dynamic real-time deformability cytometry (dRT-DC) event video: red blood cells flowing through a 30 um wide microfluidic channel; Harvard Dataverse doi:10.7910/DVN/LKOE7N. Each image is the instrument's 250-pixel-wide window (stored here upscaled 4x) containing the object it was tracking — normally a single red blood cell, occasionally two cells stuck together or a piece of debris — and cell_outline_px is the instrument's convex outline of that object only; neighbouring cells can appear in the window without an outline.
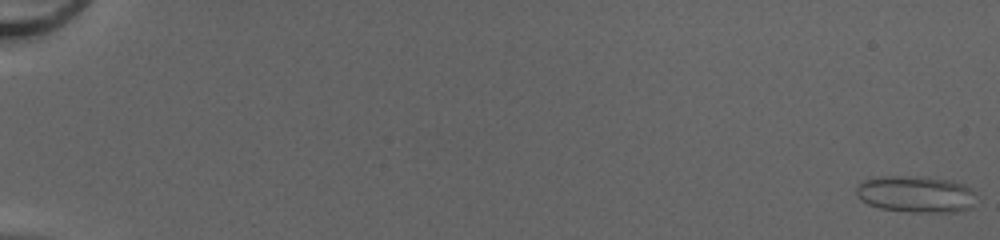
{"species": "common noctule bat (a hibernating species)", "species_latin": "Nyctalus noctula", "temperature_condition": "cold", "stored_images_in_passage": 51, "camera_frame_rate_fps": 3000, "um_per_image_px": 0.085, "animal": {"sex": "female", "body_mass_g": 20.0, "forearm_length_mm": 54.0}, "frame": {"image": 1, "passage_image": 1, "time_ms": 0.0, "image_size_px": [1000, 240], "cell_outline_px": [[972, 208], [956, 212], [912, 212], [880, 208], [868, 204], [860, 200], [856, 192], [856, 188], [864, 180], [884, 176], [900, 176], [952, 180], [964, 184], [972, 188]], "centroid_in_image_um": [77.83, 16.52], "position_along_channel_um": 7.2, "area_um2": 25.32}}
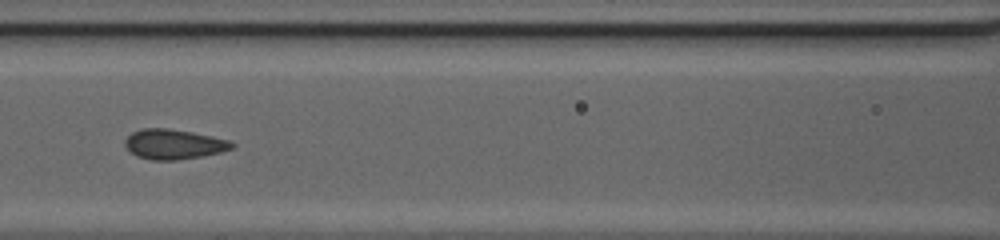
{"frame": {"image": 2, "passage_image": 26, "time_ms": 8.333, "image_size_px": [1000, 240], "cell_outline_px": [[236, 148], [204, 156], [176, 160], [152, 160], [136, 156], [128, 152], [124, 144], [124, 140], [132, 132], [144, 128], [168, 128], [192, 132], [232, 140], [236, 144]], "centroid_in_image_um": [14.79, 12.26], "position_along_channel_um": 151.8, "area_um2": 19.02}}
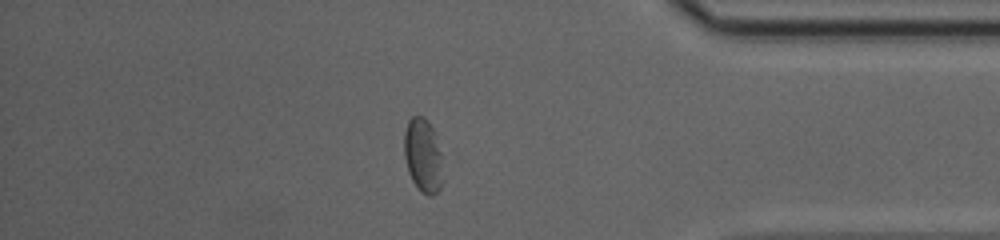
{"frame": {"image": 3, "passage_image": 45, "time_ms": 14.667, "image_size_px": [1000, 240], "cell_outline_px": [[444, 180], [440, 188], [432, 196], [428, 196], [420, 192], [412, 180], [408, 172], [404, 156], [404, 132], [408, 120], [412, 116], [424, 116], [428, 120], [432, 128], [440, 152]], "centroid_in_image_um": [35.95, 13.24], "position_along_channel_um": 399.3, "area_um2": 16.88}, "authors_computed_cell_mechanics": {"area_um2": 18.6694, "velocity_mm_per_s": 4.2221, "shape_relaxation_time_tau1_ms": 8.1513, "shape_relaxation_time_tau2_ms": 0.8877, "deformation_change_tau1": 0.1565, "deformation_change_tau2": 0.0411}}